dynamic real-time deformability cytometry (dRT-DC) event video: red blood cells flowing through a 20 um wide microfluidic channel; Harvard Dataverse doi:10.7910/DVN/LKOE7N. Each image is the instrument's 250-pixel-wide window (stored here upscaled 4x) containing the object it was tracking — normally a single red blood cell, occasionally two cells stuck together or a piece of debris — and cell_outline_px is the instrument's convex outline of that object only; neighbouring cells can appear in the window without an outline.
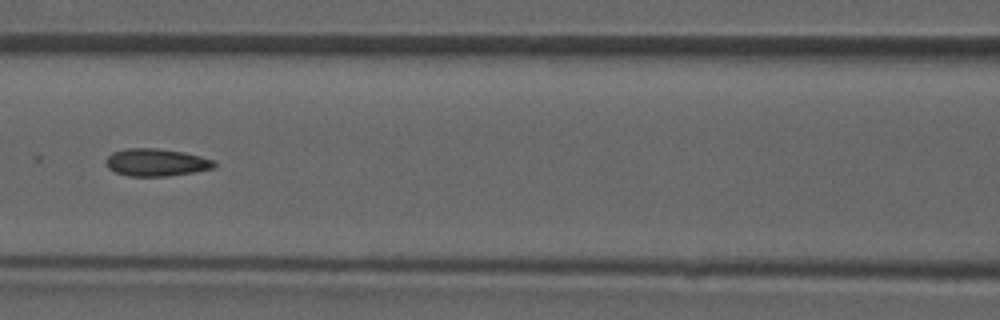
{"species": "common noctule bat (a hibernating species)", "species_latin": "Nyctalus noctula", "temperature_condition": "room temperature", "stored_images_in_passage": 49, "camera_frame_rate_fps": 3000, "um_per_image_px": 0.085, "animal": {"sex": "male", "forearm_length_mm": 52.5}, "frame": {"image": 1, "passage_image": 22, "time_ms": 7.0, "image_size_px": [1000, 320], "cell_outline_px": [[216, 168], [168, 176], [128, 176], [116, 172], [108, 168], [104, 160], [112, 152], [128, 148], [156, 148], [184, 152], [216, 160]], "centroid_in_image_um": [13.29, 13.8], "position_along_channel_um": 153.3, "area_um2": 17.46}}
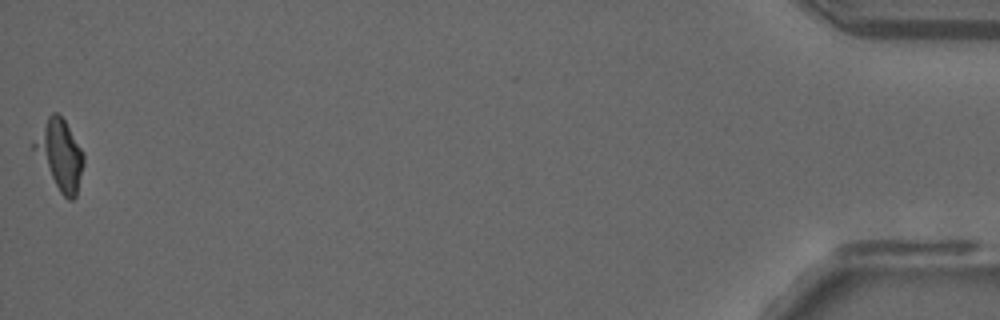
{"frame": {"image": 2, "passage_image": 49, "time_ms": 16.0, "image_size_px": [1000, 320], "cell_outline_px": [[84, 164], [76, 196], [72, 200], [68, 200], [60, 192], [32, 148], [32, 144], [48, 116], [52, 112], [56, 112], [64, 120], [84, 152]], "centroid_in_image_um": [5.12, 13.16], "position_along_channel_um": 430.1, "area_um2": 19.71}}